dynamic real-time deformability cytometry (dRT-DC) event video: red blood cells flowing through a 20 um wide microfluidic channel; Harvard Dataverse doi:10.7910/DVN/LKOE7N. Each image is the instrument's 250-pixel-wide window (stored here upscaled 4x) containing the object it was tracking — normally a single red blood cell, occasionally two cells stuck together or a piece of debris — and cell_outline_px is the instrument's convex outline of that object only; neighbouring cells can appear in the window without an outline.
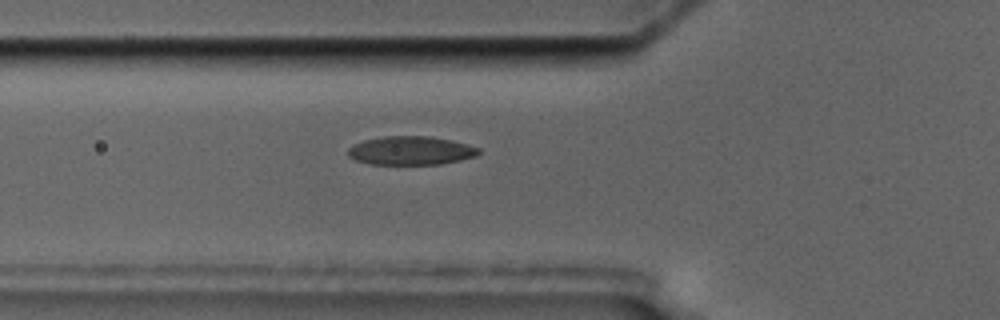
{"species": "common noctule bat (a hibernating species)", "species_latin": "Nyctalus noctula", "temperature_condition": "cold", "stored_images_in_passage": 8, "camera_frame_rate_fps": 3000, "um_per_image_px": 0.085, "animal": {"sex": "male", "body_mass_g": 17.5, "forearm_length_mm": 52.3}, "frame": {"image": 1, "passage_image": 8, "time_ms": 8.0, "image_size_px": [1000, 320], "cell_outline_px": [[480, 152], [476, 156], [460, 160], [440, 164], [372, 164], [356, 160], [348, 156], [348, 148], [352, 144], [364, 140], [384, 136], [432, 136], [452, 140], [468, 144], [480, 148]], "centroid_in_image_um": [34.93, 12.79], "position_along_channel_um": 90.9, "area_um2": 21.91}}